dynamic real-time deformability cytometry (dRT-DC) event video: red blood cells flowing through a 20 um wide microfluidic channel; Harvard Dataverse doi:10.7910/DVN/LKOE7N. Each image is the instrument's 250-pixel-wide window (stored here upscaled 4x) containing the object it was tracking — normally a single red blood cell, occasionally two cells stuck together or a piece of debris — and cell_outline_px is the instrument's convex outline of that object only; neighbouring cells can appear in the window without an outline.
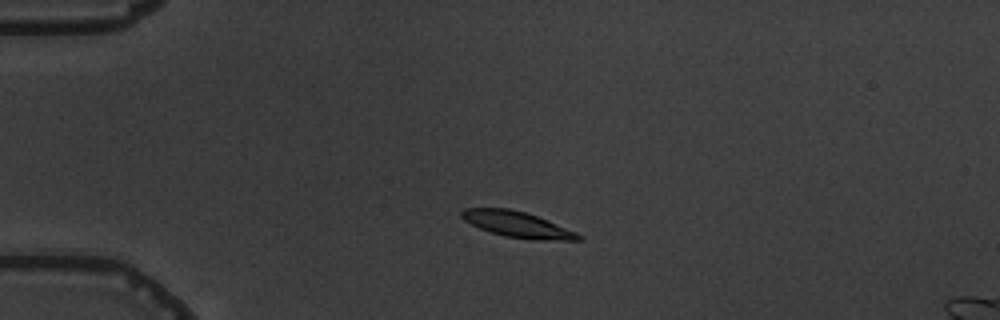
{"species": "common noctule bat (a hibernating species)", "species_latin": "Nyctalus noctula", "temperature_condition": "warm", "stored_images_in_passage": 6, "camera_frame_rate_fps": 3000, "um_per_image_px": 0.085, "animal": {"sex": "male", "body_mass_g": 19.5, "forearm_length_mm": 54.6}, "frame": {"image": 1, "passage_image": 3, "time_ms": 2.333, "image_size_px": [1000, 320], "cell_outline_px": [[584, 240], [540, 240], [504, 236], [480, 228], [464, 220], [460, 216], [460, 212], [464, 208], [508, 208], [524, 212], [536, 216], [576, 232], [584, 236]], "centroid_in_image_um": [43.97, 19.08], "position_along_channel_um": 41.0, "area_um2": 17.34}}